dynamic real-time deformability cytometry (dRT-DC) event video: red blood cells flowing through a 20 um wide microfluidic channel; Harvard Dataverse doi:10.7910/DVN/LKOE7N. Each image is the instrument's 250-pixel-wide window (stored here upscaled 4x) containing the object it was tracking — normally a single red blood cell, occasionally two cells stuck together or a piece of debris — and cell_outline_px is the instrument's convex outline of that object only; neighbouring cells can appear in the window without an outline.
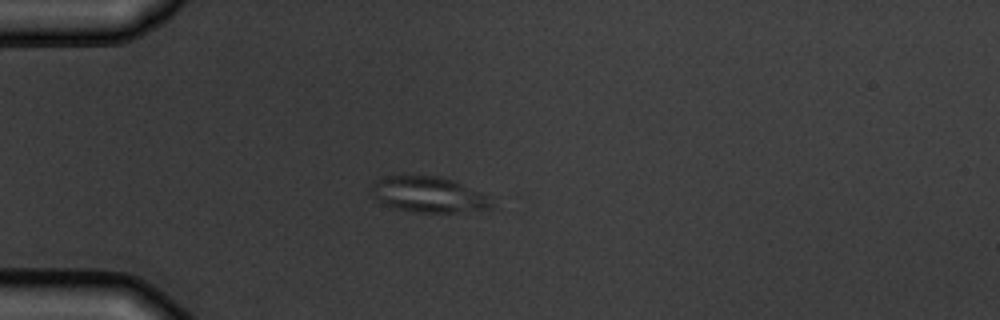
{"species": "common noctule bat (a hibernating species)", "species_latin": "Nyctalus noctula", "temperature_condition": "warm", "stored_images_in_passage": 7, "camera_frame_rate_fps": 3000, "um_per_image_px": 0.085, "animal": {"sex": "male", "body_mass_g": 19.5, "forearm_length_mm": 54.6}, "frame": {"image": 1, "passage_image": 3, "time_ms": 2.333, "image_size_px": [1000, 320], "cell_outline_px": [[492, 208], [456, 212], [412, 212], [392, 208], [376, 200], [372, 196], [372, 184], [376, 180], [388, 176], [436, 176], [452, 180], [492, 196]], "centroid_in_image_um": [36.43, 16.55], "position_along_channel_um": 48.6, "area_um2": 25.03}}
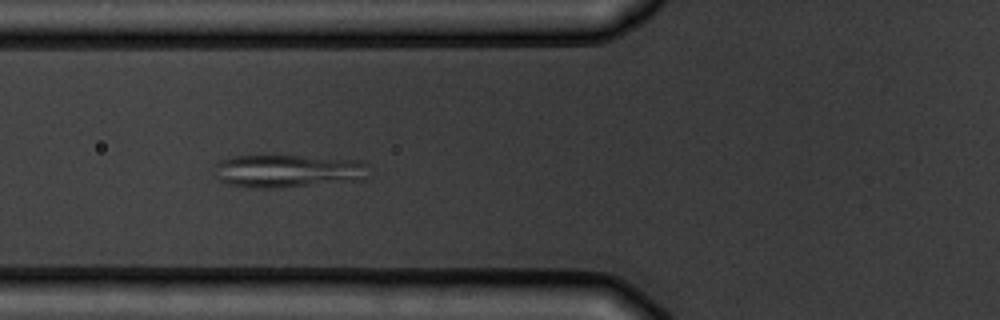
{"frame": {"image": 2, "passage_image": 5, "time_ms": 4.333, "image_size_px": [1000, 320], "cell_outline_px": [[368, 164], [364, 180], [272, 188], [260, 188], [232, 184], [220, 180], [216, 176], [216, 164], [220, 160], [232, 156], [268, 152], [360, 160]], "centroid_in_image_um": [24.47, 14.46], "position_along_channel_um": 101.3, "area_um2": 30.63}}